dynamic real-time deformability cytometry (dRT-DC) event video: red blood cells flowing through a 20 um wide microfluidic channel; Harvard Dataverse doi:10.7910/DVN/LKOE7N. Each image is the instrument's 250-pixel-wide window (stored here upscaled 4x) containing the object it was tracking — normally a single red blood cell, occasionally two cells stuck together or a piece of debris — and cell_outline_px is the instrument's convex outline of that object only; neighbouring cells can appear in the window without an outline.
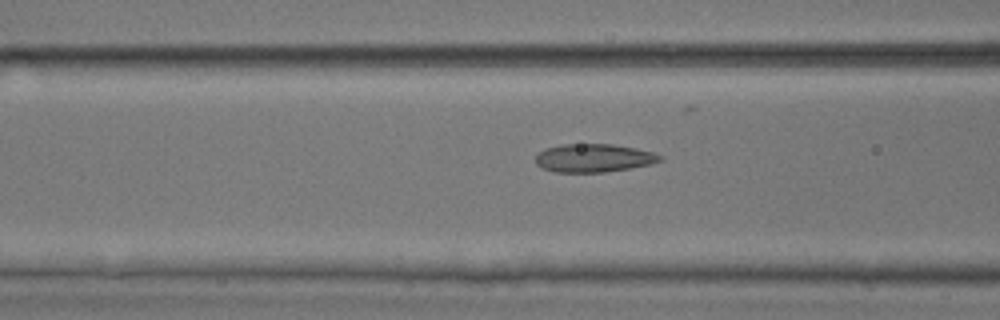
{"species": "common noctule bat (a hibernating species)", "species_latin": "Nyctalus noctula", "temperature_condition": "room temperature", "stored_images_in_passage": 42, "camera_frame_rate_fps": 3000, "um_per_image_px": 0.085, "animal": {"sex": "male", "body_mass_g": 17.9, "forearm_length_mm": 54.2}, "frame": {"image": 1, "passage_image": 21, "time_ms": 6.667, "image_size_px": [1000, 320], "cell_outline_px": [[664, 160], [648, 164], [628, 168], [604, 172], [556, 172], [540, 168], [536, 164], [536, 156], [544, 148], [560, 144], [612, 144], [652, 152], [664, 156]], "centroid_in_image_um": [50.42, 13.43], "position_along_channel_um": 116.2, "area_um2": 20.4}}
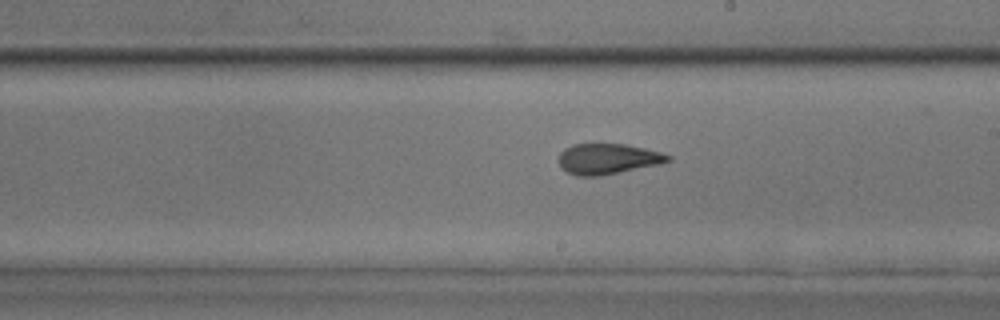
{"frame": {"image": 2, "passage_image": 30, "time_ms": 9.667, "image_size_px": [1000, 320], "cell_outline_px": [[672, 160], [660, 164], [600, 176], [576, 176], [560, 168], [560, 152], [564, 148], [572, 144], [624, 144], [644, 148], [660, 152], [672, 156]], "centroid_in_image_um": [51.66, 13.51], "position_along_channel_um": 237.3, "area_um2": 19.48}}
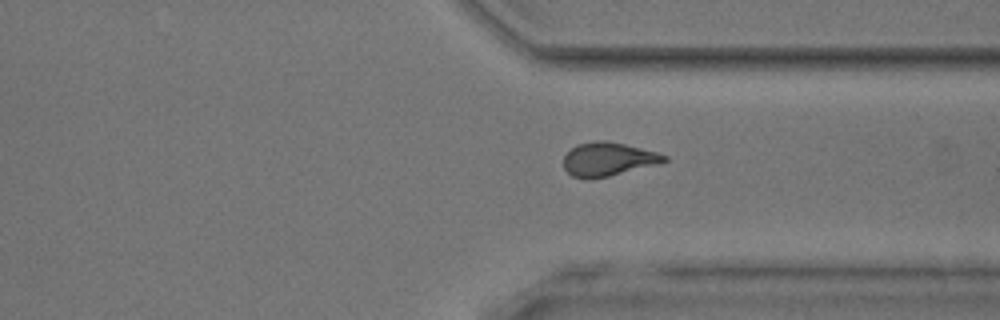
{"frame": {"image": 3, "passage_image": 39, "time_ms": 12.667, "image_size_px": [1000, 320], "cell_outline_px": [[668, 160], [660, 164], [608, 176], [588, 180], [584, 180], [572, 176], [564, 168], [564, 156], [576, 144], [596, 140], [604, 140], [624, 144], [656, 152], [668, 156]], "centroid_in_image_um": [51.68, 13.54], "position_along_channel_um": 359.7, "area_um2": 19.83}}